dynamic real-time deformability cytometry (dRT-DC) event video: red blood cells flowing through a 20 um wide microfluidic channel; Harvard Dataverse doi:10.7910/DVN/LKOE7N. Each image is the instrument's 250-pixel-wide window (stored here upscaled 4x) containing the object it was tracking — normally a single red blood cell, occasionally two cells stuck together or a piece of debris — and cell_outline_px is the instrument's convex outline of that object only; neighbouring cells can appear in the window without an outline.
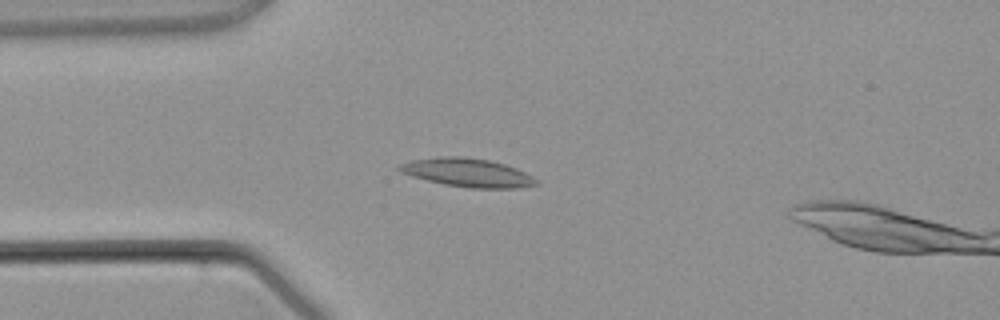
{"species": "common noctule bat (a hibernating species)", "species_latin": "Nyctalus noctula", "temperature_condition": "warm", "stored_images_in_passage": 4, "camera_frame_rate_fps": 3000, "um_per_image_px": 0.085, "animal": {"sex": "male", "body_mass_g": 21.5, "forearm_length_mm": 52.0}, "frame": {"image": 1, "passage_image": 4, "time_ms": 3.333, "image_size_px": [1000, 320], "cell_outline_px": [[540, 184], [520, 188], [468, 188], [444, 184], [412, 176], [400, 172], [396, 168], [400, 164], [412, 160], [440, 156], [464, 156], [488, 160], [504, 164], [516, 168], [540, 180]], "centroid_in_image_um": [39.77, 14.67], "position_along_channel_um": 45.2, "area_um2": 22.83}}